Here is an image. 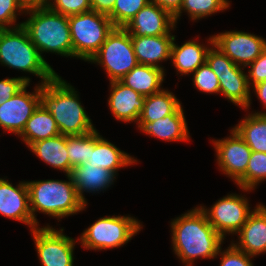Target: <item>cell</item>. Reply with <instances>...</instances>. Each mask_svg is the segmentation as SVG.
Returning a JSON list of instances; mask_svg holds the SVG:
<instances>
[{
    "label": "cell",
    "instance_id": "30bf717a",
    "mask_svg": "<svg viewBox=\"0 0 266 266\" xmlns=\"http://www.w3.org/2000/svg\"><path fill=\"white\" fill-rule=\"evenodd\" d=\"M248 199L238 194H228L215 202L211 208L200 206L207 215L209 223L224 239L226 234L233 235L242 228L250 214Z\"/></svg>",
    "mask_w": 266,
    "mask_h": 266
},
{
    "label": "cell",
    "instance_id": "83f0119b",
    "mask_svg": "<svg viewBox=\"0 0 266 266\" xmlns=\"http://www.w3.org/2000/svg\"><path fill=\"white\" fill-rule=\"evenodd\" d=\"M180 101L175 94L162 89L160 92L145 97L143 111L138 121L154 122L166 115L171 114L179 105Z\"/></svg>",
    "mask_w": 266,
    "mask_h": 266
},
{
    "label": "cell",
    "instance_id": "9a60e30c",
    "mask_svg": "<svg viewBox=\"0 0 266 266\" xmlns=\"http://www.w3.org/2000/svg\"><path fill=\"white\" fill-rule=\"evenodd\" d=\"M0 214L28 225L31 230L39 227L30 211L26 181L13 186L6 178H0Z\"/></svg>",
    "mask_w": 266,
    "mask_h": 266
},
{
    "label": "cell",
    "instance_id": "7402d4cb",
    "mask_svg": "<svg viewBox=\"0 0 266 266\" xmlns=\"http://www.w3.org/2000/svg\"><path fill=\"white\" fill-rule=\"evenodd\" d=\"M243 68L237 65L229 72L215 73L219 79L220 94L228 101L241 107V109H249L251 105V92L248 83L247 74Z\"/></svg>",
    "mask_w": 266,
    "mask_h": 266
},
{
    "label": "cell",
    "instance_id": "277c9868",
    "mask_svg": "<svg viewBox=\"0 0 266 266\" xmlns=\"http://www.w3.org/2000/svg\"><path fill=\"white\" fill-rule=\"evenodd\" d=\"M69 181L38 180L26 181L29 193L30 211L33 221L39 226L35 212L57 218L68 217L86 209V204L78 197L71 175Z\"/></svg>",
    "mask_w": 266,
    "mask_h": 266
},
{
    "label": "cell",
    "instance_id": "b9f144b4",
    "mask_svg": "<svg viewBox=\"0 0 266 266\" xmlns=\"http://www.w3.org/2000/svg\"><path fill=\"white\" fill-rule=\"evenodd\" d=\"M252 87L255 95L258 97V99L261 101L262 105L266 109V80Z\"/></svg>",
    "mask_w": 266,
    "mask_h": 266
},
{
    "label": "cell",
    "instance_id": "8d00e7d4",
    "mask_svg": "<svg viewBox=\"0 0 266 266\" xmlns=\"http://www.w3.org/2000/svg\"><path fill=\"white\" fill-rule=\"evenodd\" d=\"M220 248L217 255H220V266H253L252 258L245 252L239 250L232 243L223 251Z\"/></svg>",
    "mask_w": 266,
    "mask_h": 266
},
{
    "label": "cell",
    "instance_id": "ba28073f",
    "mask_svg": "<svg viewBox=\"0 0 266 266\" xmlns=\"http://www.w3.org/2000/svg\"><path fill=\"white\" fill-rule=\"evenodd\" d=\"M89 62L101 65L109 82L119 81L138 64L131 35L123 27H115Z\"/></svg>",
    "mask_w": 266,
    "mask_h": 266
},
{
    "label": "cell",
    "instance_id": "44dd1931",
    "mask_svg": "<svg viewBox=\"0 0 266 266\" xmlns=\"http://www.w3.org/2000/svg\"><path fill=\"white\" fill-rule=\"evenodd\" d=\"M135 158L120 150L100 134L90 143V155L87 160L92 166L112 171L116 176L120 168L137 164Z\"/></svg>",
    "mask_w": 266,
    "mask_h": 266
},
{
    "label": "cell",
    "instance_id": "2e32d148",
    "mask_svg": "<svg viewBox=\"0 0 266 266\" xmlns=\"http://www.w3.org/2000/svg\"><path fill=\"white\" fill-rule=\"evenodd\" d=\"M236 234L239 241L231 243L239 250L251 257L266 253V206L257 204Z\"/></svg>",
    "mask_w": 266,
    "mask_h": 266
},
{
    "label": "cell",
    "instance_id": "3957f363",
    "mask_svg": "<svg viewBox=\"0 0 266 266\" xmlns=\"http://www.w3.org/2000/svg\"><path fill=\"white\" fill-rule=\"evenodd\" d=\"M29 17L22 26L30 40L43 53H57L61 56L73 57V47L68 23V16L51 10L48 6H29L25 15Z\"/></svg>",
    "mask_w": 266,
    "mask_h": 266
},
{
    "label": "cell",
    "instance_id": "ac0fdd59",
    "mask_svg": "<svg viewBox=\"0 0 266 266\" xmlns=\"http://www.w3.org/2000/svg\"><path fill=\"white\" fill-rule=\"evenodd\" d=\"M137 127L146 135L165 141H189L188 125L185 119L182 104L171 114L166 115L154 122L138 121Z\"/></svg>",
    "mask_w": 266,
    "mask_h": 266
},
{
    "label": "cell",
    "instance_id": "7a4b0ae2",
    "mask_svg": "<svg viewBox=\"0 0 266 266\" xmlns=\"http://www.w3.org/2000/svg\"><path fill=\"white\" fill-rule=\"evenodd\" d=\"M40 104L51 113L64 136L84 135L96 129L75 88L58 74L40 88Z\"/></svg>",
    "mask_w": 266,
    "mask_h": 266
},
{
    "label": "cell",
    "instance_id": "d4e9b609",
    "mask_svg": "<svg viewBox=\"0 0 266 266\" xmlns=\"http://www.w3.org/2000/svg\"><path fill=\"white\" fill-rule=\"evenodd\" d=\"M176 38H174L171 48V62L176 68L177 72L181 75H190L199 66L206 62V55L208 45H203L195 40L186 41L181 46L176 45Z\"/></svg>",
    "mask_w": 266,
    "mask_h": 266
},
{
    "label": "cell",
    "instance_id": "d590c367",
    "mask_svg": "<svg viewBox=\"0 0 266 266\" xmlns=\"http://www.w3.org/2000/svg\"><path fill=\"white\" fill-rule=\"evenodd\" d=\"M47 6L67 16L91 11L90 0H51Z\"/></svg>",
    "mask_w": 266,
    "mask_h": 266
},
{
    "label": "cell",
    "instance_id": "f35d334b",
    "mask_svg": "<svg viewBox=\"0 0 266 266\" xmlns=\"http://www.w3.org/2000/svg\"><path fill=\"white\" fill-rule=\"evenodd\" d=\"M248 83L254 86L260 82L266 80V49L251 63L248 65Z\"/></svg>",
    "mask_w": 266,
    "mask_h": 266
},
{
    "label": "cell",
    "instance_id": "5bb4252c",
    "mask_svg": "<svg viewBox=\"0 0 266 266\" xmlns=\"http://www.w3.org/2000/svg\"><path fill=\"white\" fill-rule=\"evenodd\" d=\"M174 17L153 2L145 5L124 27L131 37L172 34Z\"/></svg>",
    "mask_w": 266,
    "mask_h": 266
},
{
    "label": "cell",
    "instance_id": "7c38bea8",
    "mask_svg": "<svg viewBox=\"0 0 266 266\" xmlns=\"http://www.w3.org/2000/svg\"><path fill=\"white\" fill-rule=\"evenodd\" d=\"M212 36L213 44L242 67H247L266 49L263 37L244 31H225Z\"/></svg>",
    "mask_w": 266,
    "mask_h": 266
},
{
    "label": "cell",
    "instance_id": "1f68e13d",
    "mask_svg": "<svg viewBox=\"0 0 266 266\" xmlns=\"http://www.w3.org/2000/svg\"><path fill=\"white\" fill-rule=\"evenodd\" d=\"M151 0H115L108 15L115 27H125L128 22Z\"/></svg>",
    "mask_w": 266,
    "mask_h": 266
},
{
    "label": "cell",
    "instance_id": "e575fe53",
    "mask_svg": "<svg viewBox=\"0 0 266 266\" xmlns=\"http://www.w3.org/2000/svg\"><path fill=\"white\" fill-rule=\"evenodd\" d=\"M207 42L210 48L206 55V63L214 73L229 72L237 66L227 55L213 44V36H210Z\"/></svg>",
    "mask_w": 266,
    "mask_h": 266
},
{
    "label": "cell",
    "instance_id": "7bdbcfd3",
    "mask_svg": "<svg viewBox=\"0 0 266 266\" xmlns=\"http://www.w3.org/2000/svg\"><path fill=\"white\" fill-rule=\"evenodd\" d=\"M29 6H47L51 0H26Z\"/></svg>",
    "mask_w": 266,
    "mask_h": 266
},
{
    "label": "cell",
    "instance_id": "d6986e66",
    "mask_svg": "<svg viewBox=\"0 0 266 266\" xmlns=\"http://www.w3.org/2000/svg\"><path fill=\"white\" fill-rule=\"evenodd\" d=\"M175 37L172 34L131 37L138 64L155 66L165 71L159 62L171 59V48Z\"/></svg>",
    "mask_w": 266,
    "mask_h": 266
},
{
    "label": "cell",
    "instance_id": "5b68a950",
    "mask_svg": "<svg viewBox=\"0 0 266 266\" xmlns=\"http://www.w3.org/2000/svg\"><path fill=\"white\" fill-rule=\"evenodd\" d=\"M0 63L9 68L34 74L41 78V85L57 74L41 57L22 25L0 29Z\"/></svg>",
    "mask_w": 266,
    "mask_h": 266
},
{
    "label": "cell",
    "instance_id": "9c48e42d",
    "mask_svg": "<svg viewBox=\"0 0 266 266\" xmlns=\"http://www.w3.org/2000/svg\"><path fill=\"white\" fill-rule=\"evenodd\" d=\"M63 231V228L58 230L48 224L31 230L42 266H73L77 242L63 234Z\"/></svg>",
    "mask_w": 266,
    "mask_h": 266
},
{
    "label": "cell",
    "instance_id": "ffe728a7",
    "mask_svg": "<svg viewBox=\"0 0 266 266\" xmlns=\"http://www.w3.org/2000/svg\"><path fill=\"white\" fill-rule=\"evenodd\" d=\"M71 177L78 197L86 204L87 200L84 196V191L88 193H96L109 188L114 184L116 175L109 170L98 166H92L86 162L72 169Z\"/></svg>",
    "mask_w": 266,
    "mask_h": 266
},
{
    "label": "cell",
    "instance_id": "cb8c5ba5",
    "mask_svg": "<svg viewBox=\"0 0 266 266\" xmlns=\"http://www.w3.org/2000/svg\"><path fill=\"white\" fill-rule=\"evenodd\" d=\"M28 148L45 164L65 172V175H70L66 136L60 134L53 138L39 140L32 143Z\"/></svg>",
    "mask_w": 266,
    "mask_h": 266
},
{
    "label": "cell",
    "instance_id": "d6a6232c",
    "mask_svg": "<svg viewBox=\"0 0 266 266\" xmlns=\"http://www.w3.org/2000/svg\"><path fill=\"white\" fill-rule=\"evenodd\" d=\"M27 7L26 0H0V29L22 25V22L16 24L17 16L24 14Z\"/></svg>",
    "mask_w": 266,
    "mask_h": 266
},
{
    "label": "cell",
    "instance_id": "6da1fadb",
    "mask_svg": "<svg viewBox=\"0 0 266 266\" xmlns=\"http://www.w3.org/2000/svg\"><path fill=\"white\" fill-rule=\"evenodd\" d=\"M174 254L185 264L193 266L198 258H217L224 238L209 223L207 215L197 206L171 221Z\"/></svg>",
    "mask_w": 266,
    "mask_h": 266
},
{
    "label": "cell",
    "instance_id": "4dcf8cb0",
    "mask_svg": "<svg viewBox=\"0 0 266 266\" xmlns=\"http://www.w3.org/2000/svg\"><path fill=\"white\" fill-rule=\"evenodd\" d=\"M99 135L95 129L79 136H66V146L70 160V175L72 169L87 162L90 155V143Z\"/></svg>",
    "mask_w": 266,
    "mask_h": 266
},
{
    "label": "cell",
    "instance_id": "836d02e7",
    "mask_svg": "<svg viewBox=\"0 0 266 266\" xmlns=\"http://www.w3.org/2000/svg\"><path fill=\"white\" fill-rule=\"evenodd\" d=\"M192 74L193 85L196 89L203 93L220 94L219 79L206 62L199 66Z\"/></svg>",
    "mask_w": 266,
    "mask_h": 266
},
{
    "label": "cell",
    "instance_id": "4fadbf2b",
    "mask_svg": "<svg viewBox=\"0 0 266 266\" xmlns=\"http://www.w3.org/2000/svg\"><path fill=\"white\" fill-rule=\"evenodd\" d=\"M230 136L221 140L212 139L220 171L237 182L245 173L252 150L232 128Z\"/></svg>",
    "mask_w": 266,
    "mask_h": 266
},
{
    "label": "cell",
    "instance_id": "8992f818",
    "mask_svg": "<svg viewBox=\"0 0 266 266\" xmlns=\"http://www.w3.org/2000/svg\"><path fill=\"white\" fill-rule=\"evenodd\" d=\"M73 57L89 62L115 28L108 15L89 11L68 16Z\"/></svg>",
    "mask_w": 266,
    "mask_h": 266
},
{
    "label": "cell",
    "instance_id": "e0dca14e",
    "mask_svg": "<svg viewBox=\"0 0 266 266\" xmlns=\"http://www.w3.org/2000/svg\"><path fill=\"white\" fill-rule=\"evenodd\" d=\"M110 89L108 106L115 119L137 124L143 111L145 96L125 86L120 81H111Z\"/></svg>",
    "mask_w": 266,
    "mask_h": 266
},
{
    "label": "cell",
    "instance_id": "f1b7e54d",
    "mask_svg": "<svg viewBox=\"0 0 266 266\" xmlns=\"http://www.w3.org/2000/svg\"><path fill=\"white\" fill-rule=\"evenodd\" d=\"M230 7L228 0H183L180 11L174 16L175 24L180 19L182 12H187L192 21L223 12Z\"/></svg>",
    "mask_w": 266,
    "mask_h": 266
},
{
    "label": "cell",
    "instance_id": "4316f807",
    "mask_svg": "<svg viewBox=\"0 0 266 266\" xmlns=\"http://www.w3.org/2000/svg\"><path fill=\"white\" fill-rule=\"evenodd\" d=\"M233 128L253 152L266 153V113L264 111L249 113Z\"/></svg>",
    "mask_w": 266,
    "mask_h": 266
},
{
    "label": "cell",
    "instance_id": "ab89813d",
    "mask_svg": "<svg viewBox=\"0 0 266 266\" xmlns=\"http://www.w3.org/2000/svg\"><path fill=\"white\" fill-rule=\"evenodd\" d=\"M91 11L109 15L113 11L115 0H90Z\"/></svg>",
    "mask_w": 266,
    "mask_h": 266
},
{
    "label": "cell",
    "instance_id": "74e56055",
    "mask_svg": "<svg viewBox=\"0 0 266 266\" xmlns=\"http://www.w3.org/2000/svg\"><path fill=\"white\" fill-rule=\"evenodd\" d=\"M30 78L26 76L12 77L0 80V105L12 98L26 84H30Z\"/></svg>",
    "mask_w": 266,
    "mask_h": 266
},
{
    "label": "cell",
    "instance_id": "8fae6325",
    "mask_svg": "<svg viewBox=\"0 0 266 266\" xmlns=\"http://www.w3.org/2000/svg\"><path fill=\"white\" fill-rule=\"evenodd\" d=\"M26 84L12 98L4 101L0 105V128L5 132H11L19 136L24 130L27 120L40 105V88L38 83L34 91L27 92Z\"/></svg>",
    "mask_w": 266,
    "mask_h": 266
},
{
    "label": "cell",
    "instance_id": "484cf974",
    "mask_svg": "<svg viewBox=\"0 0 266 266\" xmlns=\"http://www.w3.org/2000/svg\"><path fill=\"white\" fill-rule=\"evenodd\" d=\"M55 119L41 104L27 120L26 126L18 136L27 147L39 140L60 135Z\"/></svg>",
    "mask_w": 266,
    "mask_h": 266
},
{
    "label": "cell",
    "instance_id": "603a6c76",
    "mask_svg": "<svg viewBox=\"0 0 266 266\" xmlns=\"http://www.w3.org/2000/svg\"><path fill=\"white\" fill-rule=\"evenodd\" d=\"M165 71L151 65L137 64L129 73L119 81L132 88L142 96H150L160 92L163 87Z\"/></svg>",
    "mask_w": 266,
    "mask_h": 266
},
{
    "label": "cell",
    "instance_id": "60d3db41",
    "mask_svg": "<svg viewBox=\"0 0 266 266\" xmlns=\"http://www.w3.org/2000/svg\"><path fill=\"white\" fill-rule=\"evenodd\" d=\"M159 7L168 11L173 17L180 11L183 0H151Z\"/></svg>",
    "mask_w": 266,
    "mask_h": 266
},
{
    "label": "cell",
    "instance_id": "f546056e",
    "mask_svg": "<svg viewBox=\"0 0 266 266\" xmlns=\"http://www.w3.org/2000/svg\"><path fill=\"white\" fill-rule=\"evenodd\" d=\"M266 179V153H251L246 173L235 183L244 192L254 190Z\"/></svg>",
    "mask_w": 266,
    "mask_h": 266
},
{
    "label": "cell",
    "instance_id": "52a82bcc",
    "mask_svg": "<svg viewBox=\"0 0 266 266\" xmlns=\"http://www.w3.org/2000/svg\"><path fill=\"white\" fill-rule=\"evenodd\" d=\"M142 223L131 216H106L96 220L81 233L77 241L84 249L108 250L119 248L142 229Z\"/></svg>",
    "mask_w": 266,
    "mask_h": 266
}]
</instances>
